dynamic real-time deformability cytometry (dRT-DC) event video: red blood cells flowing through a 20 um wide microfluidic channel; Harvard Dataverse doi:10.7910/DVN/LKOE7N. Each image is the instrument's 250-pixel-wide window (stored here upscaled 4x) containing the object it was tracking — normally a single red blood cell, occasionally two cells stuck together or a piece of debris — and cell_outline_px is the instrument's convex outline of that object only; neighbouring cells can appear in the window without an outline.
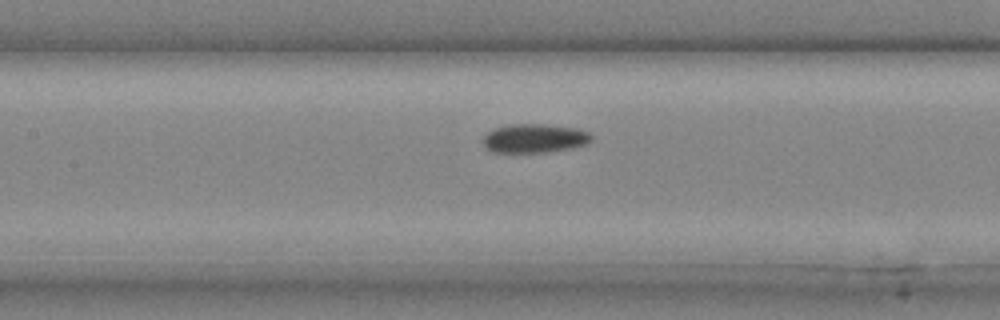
{"species": "common noctule bat (a hibernating species)", "species_latin": "Nyctalus noctula", "temperature_condition": "cold", "stored_images_in_passage": 19, "camera_frame_rate_fps": 3000, "um_per_image_px": 0.085, "animal": {"sex": "male", "body_mass_g": 20.4}, "frame": {"image": 1, "passage_image": 7, "time_ms": 2.0, "image_size_px": [1000, 320], "cell_outline_px": [[592, 140], [588, 144], [572, 148], [548, 152], [492, 152], [484, 144], [484, 136], [488, 132], [496, 128], [512, 124], [540, 124], [572, 128], [588, 132], [592, 136]], "centroid_in_image_um": [45.46, 11.77], "position_along_channel_um": 161.9, "area_um2": 17.98}}
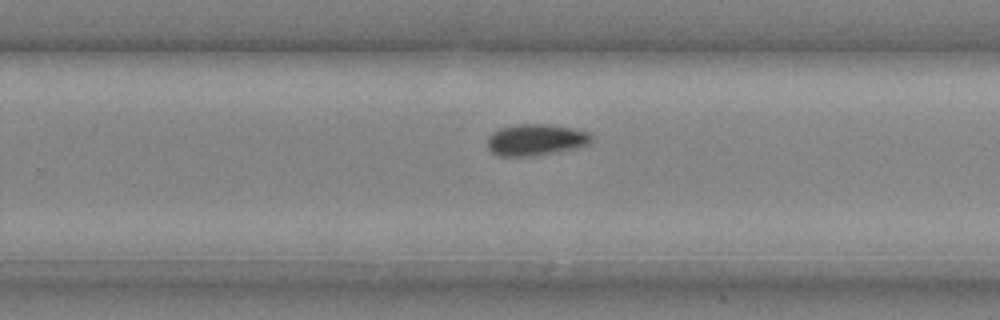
{"frame": {"image": 2, "passage_image": 13, "time_ms": 4.0, "image_size_px": [1000, 320], "cell_outline_px": [[592, 140], [588, 144], [580, 148], [532, 156], [496, 156], [488, 148], [488, 136], [492, 132], [500, 128], [520, 124], [548, 124], [576, 128], [588, 132], [592, 136]], "centroid_in_image_um": [45.57, 11.88], "position_along_channel_um": 284.2, "area_um2": 19.31}}
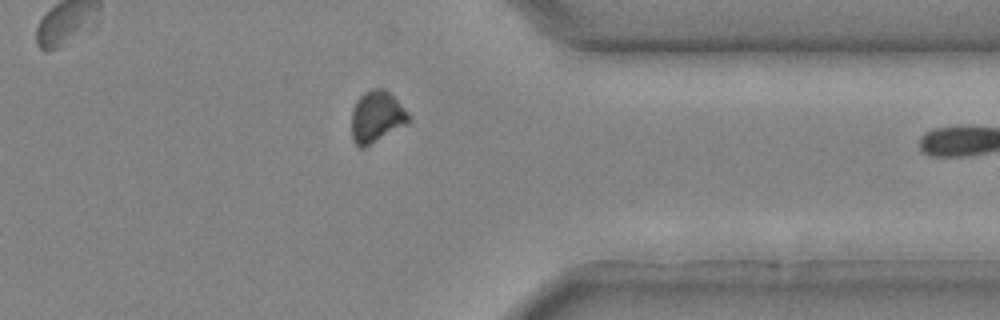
{"frame": {"image": 3, "passage_image": 18, "time_ms": 5.667, "image_size_px": [1000, 320], "cell_outline_px": [[412, 120], [408, 124], [364, 148], [360, 148], [352, 140], [352, 112], [356, 100], [364, 92], [376, 88], [384, 88], [412, 116]], "centroid_in_image_um": [32.03, 9.95], "position_along_channel_um": 379.4, "area_um2": 17.22}}